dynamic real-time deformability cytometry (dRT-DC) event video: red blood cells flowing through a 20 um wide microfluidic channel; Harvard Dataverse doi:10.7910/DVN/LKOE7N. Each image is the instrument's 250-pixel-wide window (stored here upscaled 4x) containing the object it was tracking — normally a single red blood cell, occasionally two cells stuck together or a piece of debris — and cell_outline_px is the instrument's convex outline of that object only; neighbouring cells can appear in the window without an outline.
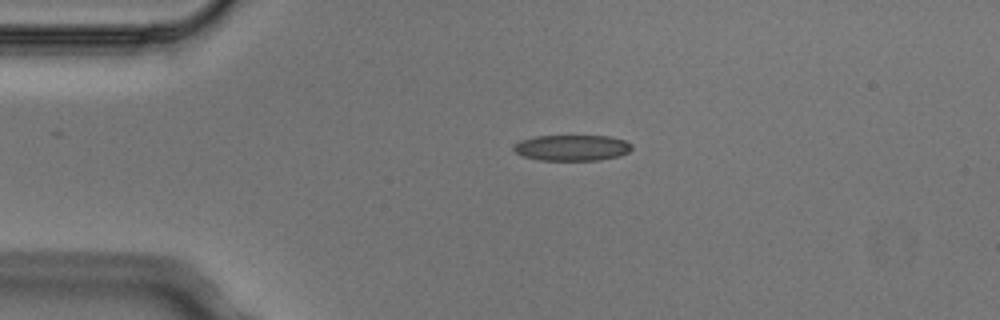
{"species": "Egyptian fruit bat (a non-hibernating species)", "species_latin": "Rousettus aegyptiacus", "temperature_condition": "cold", "stored_images_in_passage": 4, "camera_frame_rate_fps": 3000, "um_per_image_px": 0.085, "animal": {"sex": "male"}, "frame": {"image": 1, "passage_image": 3, "time_ms": 0.667, "image_size_px": [1000, 320], "cell_outline_px": [[632, 148], [628, 152], [620, 156], [600, 160], [540, 160], [524, 156], [516, 152], [512, 148], [520, 140], [536, 136], [608, 136], [624, 140], [632, 144]], "centroid_in_image_um": [48.64, 12.56], "position_along_channel_um": 36.4, "area_um2": 17.74}}